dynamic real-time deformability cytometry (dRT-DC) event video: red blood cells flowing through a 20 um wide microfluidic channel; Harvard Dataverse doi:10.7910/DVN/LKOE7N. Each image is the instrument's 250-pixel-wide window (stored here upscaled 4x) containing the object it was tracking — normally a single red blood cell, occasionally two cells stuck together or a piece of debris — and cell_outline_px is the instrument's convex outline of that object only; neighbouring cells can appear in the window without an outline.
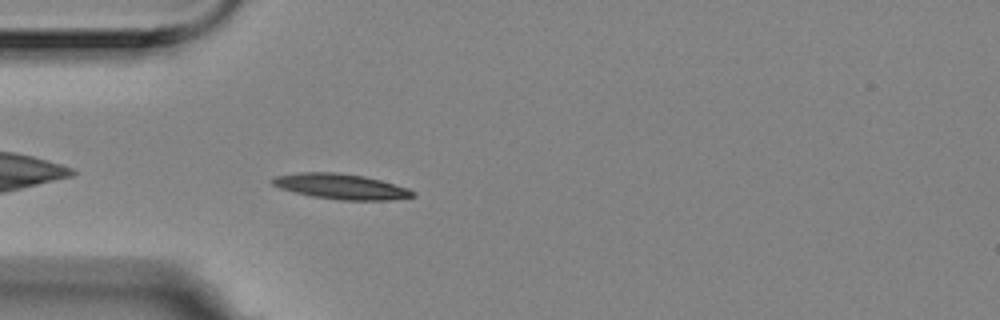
{"species": "Egyptian fruit bat (a non-hibernating species)", "species_latin": "Rousettus aegyptiacus", "temperature_condition": "room temperature", "stored_images_in_passage": 41, "camera_frame_rate_fps": 3000, "um_per_image_px": 0.085, "animal": {"sex": "female"}, "frame": {"image": 1, "passage_image": 1, "time_ms": 0.0, "image_size_px": [1000, 320], "cell_outline_px": [[416, 196], [392, 200], [340, 200], [312, 196], [280, 188], [272, 184], [272, 180], [276, 176], [300, 172], [336, 172], [364, 176], [380, 180], [408, 188], [416, 192]], "centroid_in_image_um": [29.03, 15.85], "position_along_channel_um": 56.0, "area_um2": 20.63}}
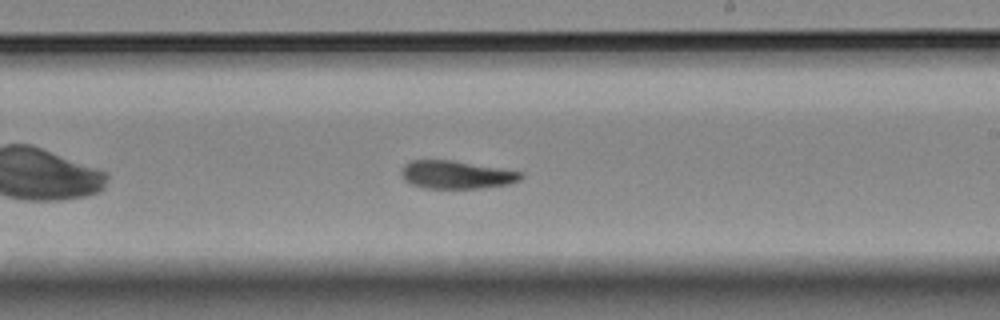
{"frame": {"image": 2, "passage_image": 18, "time_ms": 5.667, "image_size_px": [1000, 320], "cell_outline_px": [[524, 176], [520, 180], [508, 184], [480, 188], [424, 188], [412, 184], [404, 180], [400, 176], [400, 168], [404, 164], [412, 160], [452, 160], [500, 168], [520, 172]], "centroid_in_image_um": [38.73, 14.85], "position_along_channel_um": 250.3, "area_um2": 19.54}}
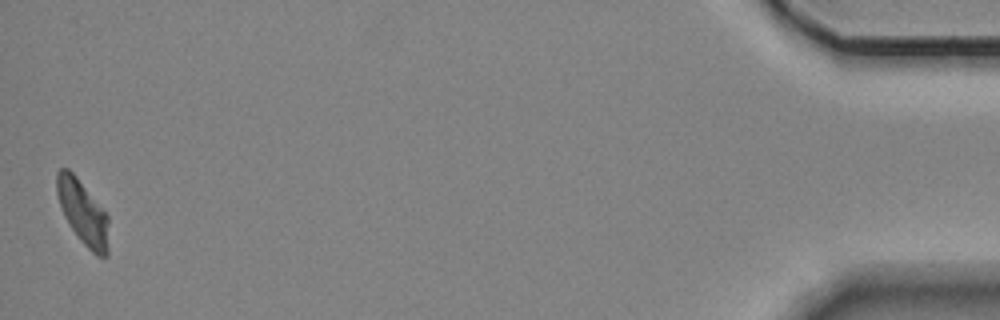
{"frame": {"image": 3, "passage_image": 41, "time_ms": 13.333, "image_size_px": [1000, 320], "cell_outline_px": [[108, 256], [96, 256], [80, 240], [64, 216], [56, 192], [56, 172], [60, 168], [68, 168], [76, 176], [108, 216]], "centroid_in_image_um": [7.03, 18.06], "position_along_channel_um": 428.2, "area_um2": 19.13}}